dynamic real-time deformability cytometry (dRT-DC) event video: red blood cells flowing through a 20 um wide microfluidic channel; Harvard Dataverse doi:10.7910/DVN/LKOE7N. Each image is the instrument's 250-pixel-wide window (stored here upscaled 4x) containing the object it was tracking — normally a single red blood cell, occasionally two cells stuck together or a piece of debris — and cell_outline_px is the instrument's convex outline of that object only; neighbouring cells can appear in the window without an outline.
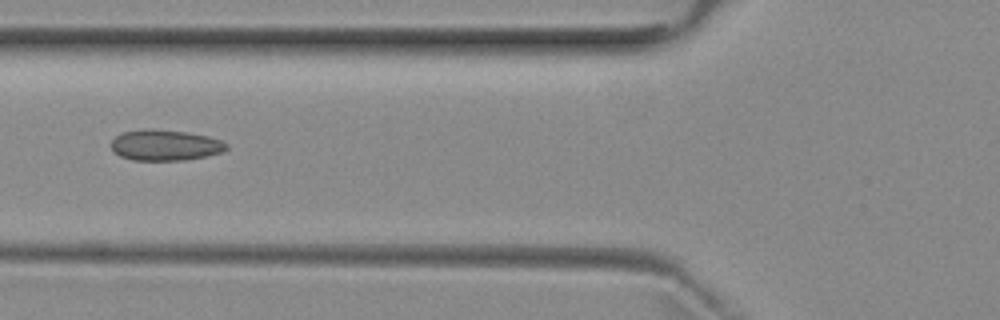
{"species": "common noctule bat (a hibernating species)", "species_latin": "Nyctalus noctula", "temperature_condition": "room temperature", "stored_images_in_passage": 2, "camera_frame_rate_fps": 3000, "um_per_image_px": 0.085, "animal": {"sex": "female", "body_mass_g": 29.2, "forearm_length_mm": 56.3}, "frame": {"image": 1, "passage_image": 2, "time_ms": 1.0, "image_size_px": [1000, 320], "cell_outline_px": [[228, 148], [224, 152], [184, 160], [132, 160], [120, 156], [112, 152], [112, 140], [116, 136], [124, 132], [144, 128], [152, 128], [188, 132], [208, 136], [220, 140], [228, 144]], "centroid_in_image_um": [14.03, 12.33], "position_along_channel_um": 111.8, "area_um2": 20.87}}